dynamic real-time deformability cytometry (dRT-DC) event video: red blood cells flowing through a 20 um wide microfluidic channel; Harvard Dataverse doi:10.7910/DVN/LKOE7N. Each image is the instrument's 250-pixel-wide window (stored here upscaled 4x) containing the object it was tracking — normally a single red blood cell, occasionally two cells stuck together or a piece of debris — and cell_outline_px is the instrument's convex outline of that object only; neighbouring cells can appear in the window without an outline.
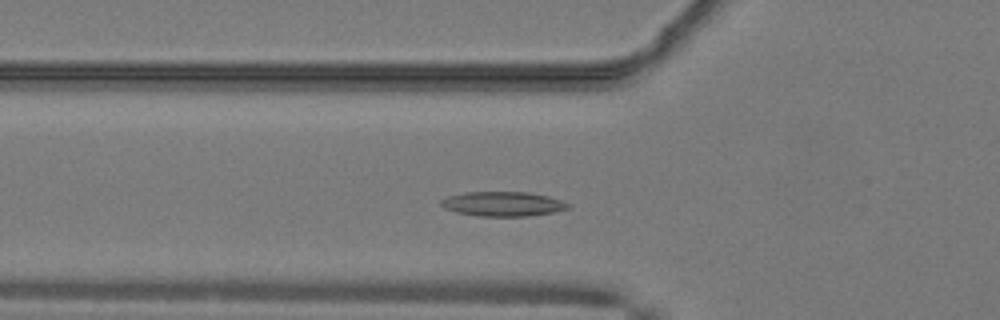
{"species": "common noctule bat (a hibernating species)", "species_latin": "Nyctalus noctula", "temperature_condition": "warm", "stored_images_in_passage": 43, "camera_frame_rate_fps": 3000, "um_per_image_px": 0.085, "animal": {"sex": "male", "body_mass_g": 19.2, "forearm_length_mm": 51.8}, "frame": {"image": 1, "passage_image": 10, "time_ms": 3.0, "image_size_px": [1000, 320], "cell_outline_px": [[572, 204], [568, 208], [552, 212], [528, 216], [476, 216], [456, 212], [444, 208], [440, 204], [440, 200], [448, 196], [464, 192], [528, 192], [548, 196]], "centroid_in_image_um": [42.71, 17.33], "position_along_channel_um": 83.1, "area_um2": 18.21}}
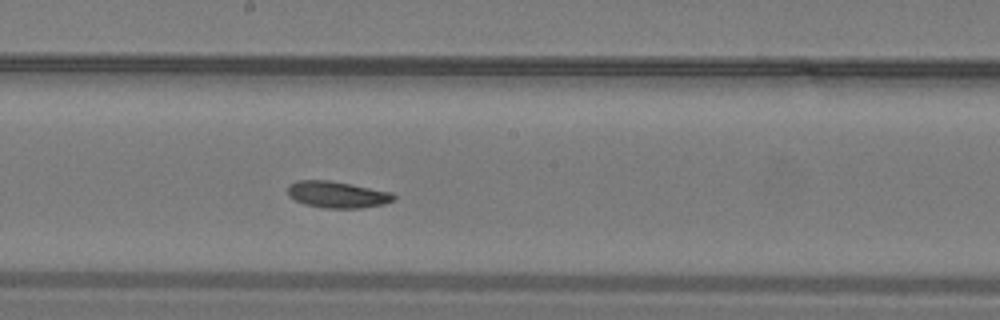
{"frame": {"image": 2, "passage_image": 20, "time_ms": 6.333, "image_size_px": [1000, 320], "cell_outline_px": [[396, 200], [384, 204], [360, 208], [324, 208], [304, 204], [288, 196], [288, 184], [296, 180], [328, 180], [392, 192], [396, 196]], "centroid_in_image_um": [28.66, 16.54], "position_along_channel_um": 219.5, "area_um2": 16.47}}
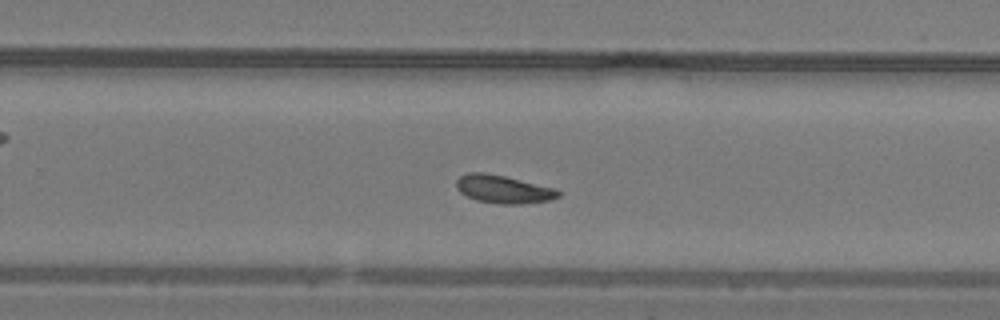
{"frame": {"image": 3, "passage_image": 25, "time_ms": 8.0, "image_size_px": [1000, 320], "cell_outline_px": [[560, 196], [548, 200], [520, 204], [500, 204], [476, 200], [460, 192], [456, 188], [456, 180], [460, 176], [468, 172], [484, 172], [504, 176], [556, 188], [560, 192]], "centroid_in_image_um": [42.76, 16.08], "position_along_channel_um": 287.0, "area_um2": 16.59}, "authors_computed_cell_mechanics": {"area_um2": 16.6464, "velocity_mm_per_s": 4.0737, "shape_relaxation_time_tau1_ms": 9.1673, "shape_relaxation_time_tau2_ms": 4.6507, "deformation_change_tau1": 0.1791, "deformation_change_tau2": 0.1075}}